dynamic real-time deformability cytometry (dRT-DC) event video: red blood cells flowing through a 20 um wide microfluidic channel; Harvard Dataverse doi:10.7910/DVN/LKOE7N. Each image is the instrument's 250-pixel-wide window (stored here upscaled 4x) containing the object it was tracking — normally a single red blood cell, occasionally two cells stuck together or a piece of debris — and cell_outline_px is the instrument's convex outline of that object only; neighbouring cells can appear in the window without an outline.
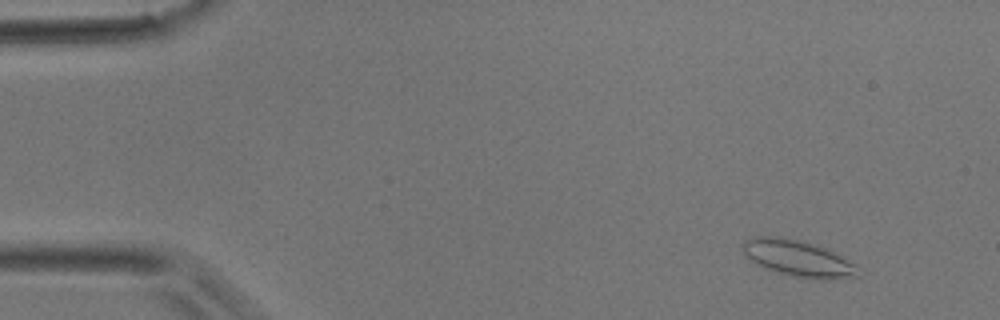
{"species": "common noctule bat (a hibernating species)", "species_latin": "Nyctalus noctula", "temperature_condition": "room temperature", "stored_images_in_passage": 5, "camera_frame_rate_fps": 3000, "um_per_image_px": 0.085, "animal": {"sex": "male", "body_mass_g": 17.9}, "frame": {"image": 1, "passage_image": 2, "time_ms": 0.333, "image_size_px": [1000, 320], "cell_outline_px": [[860, 276], [832, 280], [820, 280], [796, 276], [776, 272], [764, 268], [756, 264], [744, 256], [740, 244], [744, 240], [752, 236], [780, 236], [804, 240], [828, 248], [856, 264]], "centroid_in_image_um": [67.82, 21.94], "position_along_channel_um": 17.2, "area_um2": 25.2}}
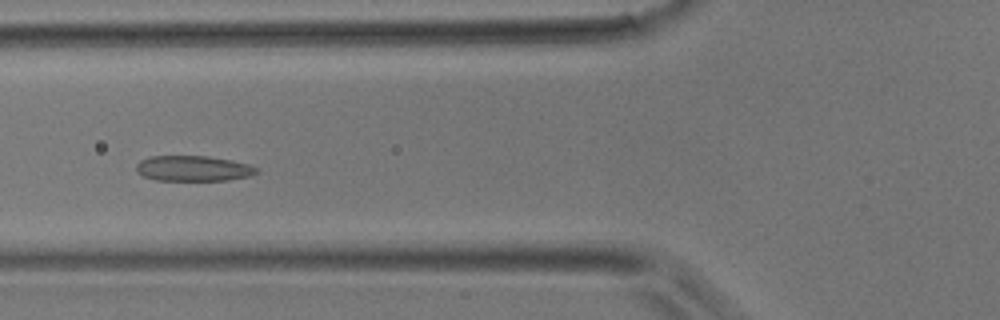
{"frame": {"image": 2, "passage_image": 5, "time_ms": 1.333, "image_size_px": [1000, 320], "cell_outline_px": [[260, 172], [248, 176], [228, 180], [156, 180], [144, 176], [136, 172], [136, 164], [140, 160], [148, 156], [208, 156], [232, 160], [248, 164], [256, 168]], "centroid_in_image_um": [16.4, 14.31], "position_along_channel_um": 109.4, "area_um2": 17.86}}